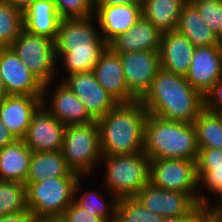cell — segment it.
I'll return each instance as SVG.
<instances>
[{
	"mask_svg": "<svg viewBox=\"0 0 222 222\" xmlns=\"http://www.w3.org/2000/svg\"><path fill=\"white\" fill-rule=\"evenodd\" d=\"M54 43L57 76L62 66H64L62 71L67 72L65 76L61 75L62 80L73 73L93 71L101 55L108 48V43L102 38L94 15L62 19Z\"/></svg>",
	"mask_w": 222,
	"mask_h": 222,
	"instance_id": "1",
	"label": "cell"
},
{
	"mask_svg": "<svg viewBox=\"0 0 222 222\" xmlns=\"http://www.w3.org/2000/svg\"><path fill=\"white\" fill-rule=\"evenodd\" d=\"M140 102L150 115L183 123H193L204 108L203 95L184 76L162 67Z\"/></svg>",
	"mask_w": 222,
	"mask_h": 222,
	"instance_id": "2",
	"label": "cell"
},
{
	"mask_svg": "<svg viewBox=\"0 0 222 222\" xmlns=\"http://www.w3.org/2000/svg\"><path fill=\"white\" fill-rule=\"evenodd\" d=\"M148 112L140 100L118 103L97 122L102 155H130L143 152Z\"/></svg>",
	"mask_w": 222,
	"mask_h": 222,
	"instance_id": "3",
	"label": "cell"
},
{
	"mask_svg": "<svg viewBox=\"0 0 222 222\" xmlns=\"http://www.w3.org/2000/svg\"><path fill=\"white\" fill-rule=\"evenodd\" d=\"M198 151L193 123L168 121L148 114L143 152L150 160L177 158L196 161Z\"/></svg>",
	"mask_w": 222,
	"mask_h": 222,
	"instance_id": "4",
	"label": "cell"
},
{
	"mask_svg": "<svg viewBox=\"0 0 222 222\" xmlns=\"http://www.w3.org/2000/svg\"><path fill=\"white\" fill-rule=\"evenodd\" d=\"M102 164L106 169L101 186L117 199L133 198L149 183L150 159L144 152L102 155L100 168Z\"/></svg>",
	"mask_w": 222,
	"mask_h": 222,
	"instance_id": "5",
	"label": "cell"
},
{
	"mask_svg": "<svg viewBox=\"0 0 222 222\" xmlns=\"http://www.w3.org/2000/svg\"><path fill=\"white\" fill-rule=\"evenodd\" d=\"M79 177H54L26 185V207L39 221L59 220L74 201Z\"/></svg>",
	"mask_w": 222,
	"mask_h": 222,
	"instance_id": "6",
	"label": "cell"
},
{
	"mask_svg": "<svg viewBox=\"0 0 222 222\" xmlns=\"http://www.w3.org/2000/svg\"><path fill=\"white\" fill-rule=\"evenodd\" d=\"M61 151L72 172L92 176L102 157L97 120L66 126Z\"/></svg>",
	"mask_w": 222,
	"mask_h": 222,
	"instance_id": "7",
	"label": "cell"
},
{
	"mask_svg": "<svg viewBox=\"0 0 222 222\" xmlns=\"http://www.w3.org/2000/svg\"><path fill=\"white\" fill-rule=\"evenodd\" d=\"M149 183L160 189L184 192L201 205L196 161L177 158L150 160Z\"/></svg>",
	"mask_w": 222,
	"mask_h": 222,
	"instance_id": "8",
	"label": "cell"
},
{
	"mask_svg": "<svg viewBox=\"0 0 222 222\" xmlns=\"http://www.w3.org/2000/svg\"><path fill=\"white\" fill-rule=\"evenodd\" d=\"M11 47L18 54L20 60L44 84L59 80L54 41L23 29Z\"/></svg>",
	"mask_w": 222,
	"mask_h": 222,
	"instance_id": "9",
	"label": "cell"
},
{
	"mask_svg": "<svg viewBox=\"0 0 222 222\" xmlns=\"http://www.w3.org/2000/svg\"><path fill=\"white\" fill-rule=\"evenodd\" d=\"M150 212L165 217L203 216L205 208L198 205L188 194L157 188L148 183L135 196Z\"/></svg>",
	"mask_w": 222,
	"mask_h": 222,
	"instance_id": "10",
	"label": "cell"
},
{
	"mask_svg": "<svg viewBox=\"0 0 222 222\" xmlns=\"http://www.w3.org/2000/svg\"><path fill=\"white\" fill-rule=\"evenodd\" d=\"M0 77L7 95L43 96L44 83L20 60L12 47L0 48Z\"/></svg>",
	"mask_w": 222,
	"mask_h": 222,
	"instance_id": "11",
	"label": "cell"
},
{
	"mask_svg": "<svg viewBox=\"0 0 222 222\" xmlns=\"http://www.w3.org/2000/svg\"><path fill=\"white\" fill-rule=\"evenodd\" d=\"M120 56L126 86L140 100L150 89L160 68V50L117 53Z\"/></svg>",
	"mask_w": 222,
	"mask_h": 222,
	"instance_id": "12",
	"label": "cell"
},
{
	"mask_svg": "<svg viewBox=\"0 0 222 222\" xmlns=\"http://www.w3.org/2000/svg\"><path fill=\"white\" fill-rule=\"evenodd\" d=\"M58 81L54 80L44 84L42 104L65 126L93 121L94 119L85 109L83 102L61 79Z\"/></svg>",
	"mask_w": 222,
	"mask_h": 222,
	"instance_id": "13",
	"label": "cell"
},
{
	"mask_svg": "<svg viewBox=\"0 0 222 222\" xmlns=\"http://www.w3.org/2000/svg\"><path fill=\"white\" fill-rule=\"evenodd\" d=\"M66 126L41 103L32 113L31 123L23 137L32 152L61 151Z\"/></svg>",
	"mask_w": 222,
	"mask_h": 222,
	"instance_id": "14",
	"label": "cell"
},
{
	"mask_svg": "<svg viewBox=\"0 0 222 222\" xmlns=\"http://www.w3.org/2000/svg\"><path fill=\"white\" fill-rule=\"evenodd\" d=\"M79 98L89 115L98 120L118 103L98 83L93 71L73 73L62 80Z\"/></svg>",
	"mask_w": 222,
	"mask_h": 222,
	"instance_id": "15",
	"label": "cell"
},
{
	"mask_svg": "<svg viewBox=\"0 0 222 222\" xmlns=\"http://www.w3.org/2000/svg\"><path fill=\"white\" fill-rule=\"evenodd\" d=\"M222 77V46L195 47L190 69L185 76L189 84L204 95Z\"/></svg>",
	"mask_w": 222,
	"mask_h": 222,
	"instance_id": "16",
	"label": "cell"
},
{
	"mask_svg": "<svg viewBox=\"0 0 222 222\" xmlns=\"http://www.w3.org/2000/svg\"><path fill=\"white\" fill-rule=\"evenodd\" d=\"M98 83L117 103H131L138 100L127 88L119 54L109 47L101 55L93 70Z\"/></svg>",
	"mask_w": 222,
	"mask_h": 222,
	"instance_id": "17",
	"label": "cell"
},
{
	"mask_svg": "<svg viewBox=\"0 0 222 222\" xmlns=\"http://www.w3.org/2000/svg\"><path fill=\"white\" fill-rule=\"evenodd\" d=\"M43 96L6 95L0 101V120L17 138L23 139L31 123L32 113Z\"/></svg>",
	"mask_w": 222,
	"mask_h": 222,
	"instance_id": "18",
	"label": "cell"
},
{
	"mask_svg": "<svg viewBox=\"0 0 222 222\" xmlns=\"http://www.w3.org/2000/svg\"><path fill=\"white\" fill-rule=\"evenodd\" d=\"M195 46L182 34L164 32L160 45V67L176 75L186 76L190 69Z\"/></svg>",
	"mask_w": 222,
	"mask_h": 222,
	"instance_id": "19",
	"label": "cell"
},
{
	"mask_svg": "<svg viewBox=\"0 0 222 222\" xmlns=\"http://www.w3.org/2000/svg\"><path fill=\"white\" fill-rule=\"evenodd\" d=\"M96 17L102 38L109 44L125 33L142 16V4L107 5L99 7Z\"/></svg>",
	"mask_w": 222,
	"mask_h": 222,
	"instance_id": "20",
	"label": "cell"
},
{
	"mask_svg": "<svg viewBox=\"0 0 222 222\" xmlns=\"http://www.w3.org/2000/svg\"><path fill=\"white\" fill-rule=\"evenodd\" d=\"M162 34L142 15L125 33L116 36L108 47L115 53L160 50Z\"/></svg>",
	"mask_w": 222,
	"mask_h": 222,
	"instance_id": "21",
	"label": "cell"
},
{
	"mask_svg": "<svg viewBox=\"0 0 222 222\" xmlns=\"http://www.w3.org/2000/svg\"><path fill=\"white\" fill-rule=\"evenodd\" d=\"M198 149L196 167L200 191L199 202L205 208L211 201L209 197L212 194L217 196L222 191V149ZM204 188L206 193H211V196L204 194Z\"/></svg>",
	"mask_w": 222,
	"mask_h": 222,
	"instance_id": "22",
	"label": "cell"
},
{
	"mask_svg": "<svg viewBox=\"0 0 222 222\" xmlns=\"http://www.w3.org/2000/svg\"><path fill=\"white\" fill-rule=\"evenodd\" d=\"M24 29L55 41L61 17L53 0H35L23 10Z\"/></svg>",
	"mask_w": 222,
	"mask_h": 222,
	"instance_id": "23",
	"label": "cell"
},
{
	"mask_svg": "<svg viewBox=\"0 0 222 222\" xmlns=\"http://www.w3.org/2000/svg\"><path fill=\"white\" fill-rule=\"evenodd\" d=\"M31 156V149L22 139L0 149V180L25 184Z\"/></svg>",
	"mask_w": 222,
	"mask_h": 222,
	"instance_id": "24",
	"label": "cell"
},
{
	"mask_svg": "<svg viewBox=\"0 0 222 222\" xmlns=\"http://www.w3.org/2000/svg\"><path fill=\"white\" fill-rule=\"evenodd\" d=\"M176 31L188 38L195 47L220 45L216 34L206 25L191 1L182 7Z\"/></svg>",
	"mask_w": 222,
	"mask_h": 222,
	"instance_id": "25",
	"label": "cell"
},
{
	"mask_svg": "<svg viewBox=\"0 0 222 222\" xmlns=\"http://www.w3.org/2000/svg\"><path fill=\"white\" fill-rule=\"evenodd\" d=\"M54 177H80L67 165L62 151L32 152L25 183H36Z\"/></svg>",
	"mask_w": 222,
	"mask_h": 222,
	"instance_id": "26",
	"label": "cell"
},
{
	"mask_svg": "<svg viewBox=\"0 0 222 222\" xmlns=\"http://www.w3.org/2000/svg\"><path fill=\"white\" fill-rule=\"evenodd\" d=\"M186 0H142V15L161 32L176 30Z\"/></svg>",
	"mask_w": 222,
	"mask_h": 222,
	"instance_id": "27",
	"label": "cell"
},
{
	"mask_svg": "<svg viewBox=\"0 0 222 222\" xmlns=\"http://www.w3.org/2000/svg\"><path fill=\"white\" fill-rule=\"evenodd\" d=\"M84 178L85 176H80L76 183L74 202L82 209L87 210L88 213H98V216L106 222H115L118 199L103 187H101V189L105 191V194L107 193L106 196L109 195L110 198L104 199L105 197L102 192H96L94 189L93 192L91 189V191L86 190V192L82 193L81 190L83 189H81L80 186H83Z\"/></svg>",
	"mask_w": 222,
	"mask_h": 222,
	"instance_id": "28",
	"label": "cell"
},
{
	"mask_svg": "<svg viewBox=\"0 0 222 222\" xmlns=\"http://www.w3.org/2000/svg\"><path fill=\"white\" fill-rule=\"evenodd\" d=\"M193 124L198 148L222 149V113L203 108Z\"/></svg>",
	"mask_w": 222,
	"mask_h": 222,
	"instance_id": "29",
	"label": "cell"
},
{
	"mask_svg": "<svg viewBox=\"0 0 222 222\" xmlns=\"http://www.w3.org/2000/svg\"><path fill=\"white\" fill-rule=\"evenodd\" d=\"M23 29V11L0 0V48L11 47Z\"/></svg>",
	"mask_w": 222,
	"mask_h": 222,
	"instance_id": "30",
	"label": "cell"
},
{
	"mask_svg": "<svg viewBox=\"0 0 222 222\" xmlns=\"http://www.w3.org/2000/svg\"><path fill=\"white\" fill-rule=\"evenodd\" d=\"M26 185L0 180V216L25 211Z\"/></svg>",
	"mask_w": 222,
	"mask_h": 222,
	"instance_id": "31",
	"label": "cell"
},
{
	"mask_svg": "<svg viewBox=\"0 0 222 222\" xmlns=\"http://www.w3.org/2000/svg\"><path fill=\"white\" fill-rule=\"evenodd\" d=\"M162 219L160 214L150 212L135 197L117 201L115 222H161Z\"/></svg>",
	"mask_w": 222,
	"mask_h": 222,
	"instance_id": "32",
	"label": "cell"
},
{
	"mask_svg": "<svg viewBox=\"0 0 222 222\" xmlns=\"http://www.w3.org/2000/svg\"><path fill=\"white\" fill-rule=\"evenodd\" d=\"M61 19L84 18L94 15L93 0H53Z\"/></svg>",
	"mask_w": 222,
	"mask_h": 222,
	"instance_id": "33",
	"label": "cell"
},
{
	"mask_svg": "<svg viewBox=\"0 0 222 222\" xmlns=\"http://www.w3.org/2000/svg\"><path fill=\"white\" fill-rule=\"evenodd\" d=\"M199 11L206 25L219 38V27H222V0H191Z\"/></svg>",
	"mask_w": 222,
	"mask_h": 222,
	"instance_id": "34",
	"label": "cell"
},
{
	"mask_svg": "<svg viewBox=\"0 0 222 222\" xmlns=\"http://www.w3.org/2000/svg\"><path fill=\"white\" fill-rule=\"evenodd\" d=\"M60 222H106L98 216V213H88L87 210L82 209L74 201L65 210Z\"/></svg>",
	"mask_w": 222,
	"mask_h": 222,
	"instance_id": "35",
	"label": "cell"
},
{
	"mask_svg": "<svg viewBox=\"0 0 222 222\" xmlns=\"http://www.w3.org/2000/svg\"><path fill=\"white\" fill-rule=\"evenodd\" d=\"M204 108L222 113V77L203 95Z\"/></svg>",
	"mask_w": 222,
	"mask_h": 222,
	"instance_id": "36",
	"label": "cell"
},
{
	"mask_svg": "<svg viewBox=\"0 0 222 222\" xmlns=\"http://www.w3.org/2000/svg\"><path fill=\"white\" fill-rule=\"evenodd\" d=\"M0 222H38L27 208L25 211L0 216Z\"/></svg>",
	"mask_w": 222,
	"mask_h": 222,
	"instance_id": "37",
	"label": "cell"
},
{
	"mask_svg": "<svg viewBox=\"0 0 222 222\" xmlns=\"http://www.w3.org/2000/svg\"><path fill=\"white\" fill-rule=\"evenodd\" d=\"M205 212L215 216H222V191L216 196L215 199H212L211 197V201L205 207Z\"/></svg>",
	"mask_w": 222,
	"mask_h": 222,
	"instance_id": "38",
	"label": "cell"
},
{
	"mask_svg": "<svg viewBox=\"0 0 222 222\" xmlns=\"http://www.w3.org/2000/svg\"><path fill=\"white\" fill-rule=\"evenodd\" d=\"M130 4H142V0H93L94 11L99 7L107 5H130Z\"/></svg>",
	"mask_w": 222,
	"mask_h": 222,
	"instance_id": "39",
	"label": "cell"
},
{
	"mask_svg": "<svg viewBox=\"0 0 222 222\" xmlns=\"http://www.w3.org/2000/svg\"><path fill=\"white\" fill-rule=\"evenodd\" d=\"M16 140L17 138L10 132V130L0 120V149L14 143Z\"/></svg>",
	"mask_w": 222,
	"mask_h": 222,
	"instance_id": "40",
	"label": "cell"
},
{
	"mask_svg": "<svg viewBox=\"0 0 222 222\" xmlns=\"http://www.w3.org/2000/svg\"><path fill=\"white\" fill-rule=\"evenodd\" d=\"M202 216L165 217L161 222H200Z\"/></svg>",
	"mask_w": 222,
	"mask_h": 222,
	"instance_id": "41",
	"label": "cell"
},
{
	"mask_svg": "<svg viewBox=\"0 0 222 222\" xmlns=\"http://www.w3.org/2000/svg\"><path fill=\"white\" fill-rule=\"evenodd\" d=\"M5 1L23 11L30 3L34 2L35 0H5Z\"/></svg>",
	"mask_w": 222,
	"mask_h": 222,
	"instance_id": "42",
	"label": "cell"
},
{
	"mask_svg": "<svg viewBox=\"0 0 222 222\" xmlns=\"http://www.w3.org/2000/svg\"><path fill=\"white\" fill-rule=\"evenodd\" d=\"M202 222H222V216H215L205 212L202 216Z\"/></svg>",
	"mask_w": 222,
	"mask_h": 222,
	"instance_id": "43",
	"label": "cell"
},
{
	"mask_svg": "<svg viewBox=\"0 0 222 222\" xmlns=\"http://www.w3.org/2000/svg\"><path fill=\"white\" fill-rule=\"evenodd\" d=\"M6 92H5V89H4V86L2 84V80H1V77H0V101L6 96Z\"/></svg>",
	"mask_w": 222,
	"mask_h": 222,
	"instance_id": "44",
	"label": "cell"
},
{
	"mask_svg": "<svg viewBox=\"0 0 222 222\" xmlns=\"http://www.w3.org/2000/svg\"><path fill=\"white\" fill-rule=\"evenodd\" d=\"M219 44L222 46V27H219V38H218Z\"/></svg>",
	"mask_w": 222,
	"mask_h": 222,
	"instance_id": "45",
	"label": "cell"
},
{
	"mask_svg": "<svg viewBox=\"0 0 222 222\" xmlns=\"http://www.w3.org/2000/svg\"><path fill=\"white\" fill-rule=\"evenodd\" d=\"M39 222H60L59 220H54V221H39Z\"/></svg>",
	"mask_w": 222,
	"mask_h": 222,
	"instance_id": "46",
	"label": "cell"
}]
</instances>
